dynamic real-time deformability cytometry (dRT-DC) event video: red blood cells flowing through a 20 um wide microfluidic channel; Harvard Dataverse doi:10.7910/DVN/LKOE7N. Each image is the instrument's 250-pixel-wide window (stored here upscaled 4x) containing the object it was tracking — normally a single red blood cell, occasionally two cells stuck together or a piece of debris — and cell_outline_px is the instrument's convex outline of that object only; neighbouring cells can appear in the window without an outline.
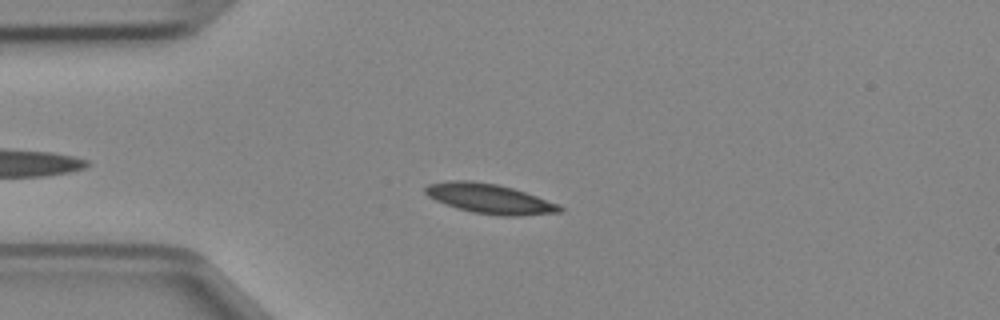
{"species": "Egyptian fruit bat (a non-hibernating species)", "species_latin": "Rousettus aegyptiacus", "temperature_condition": "cold", "stored_images_in_passage": 32, "camera_frame_rate_fps": 3000, "um_per_image_px": 0.085, "animal": {"sex": "female"}, "frame": {"image": 1, "passage_image": 7, "time_ms": 2.0, "image_size_px": [1000, 320], "cell_outline_px": [[564, 208], [560, 212], [520, 216], [500, 216], [472, 212], [456, 208], [444, 204], [428, 196], [424, 192], [424, 188], [428, 184], [452, 180], [472, 180], [496, 184], [512, 188], [560, 204]], "centroid_in_image_um": [41.61, 16.89], "position_along_channel_um": 43.4, "area_um2": 23.35}}
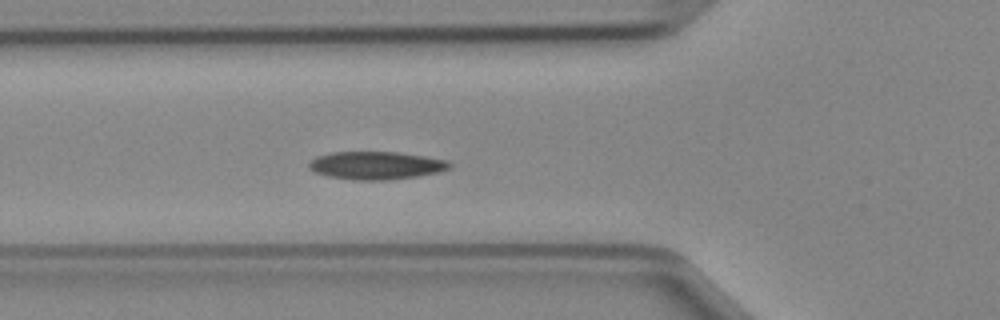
{"frame": {"image": 2, "passage_image": 12, "time_ms": 3.667, "image_size_px": [1000, 320], "cell_outline_px": [[452, 168], [440, 172], [416, 176], [388, 180], [356, 180], [328, 176], [316, 172], [308, 168], [308, 164], [316, 156], [332, 152], [396, 152], [424, 156], [448, 160], [452, 164]], "centroid_in_image_um": [32.0, 14.06], "position_along_channel_um": 93.8, "area_um2": 22.89}}
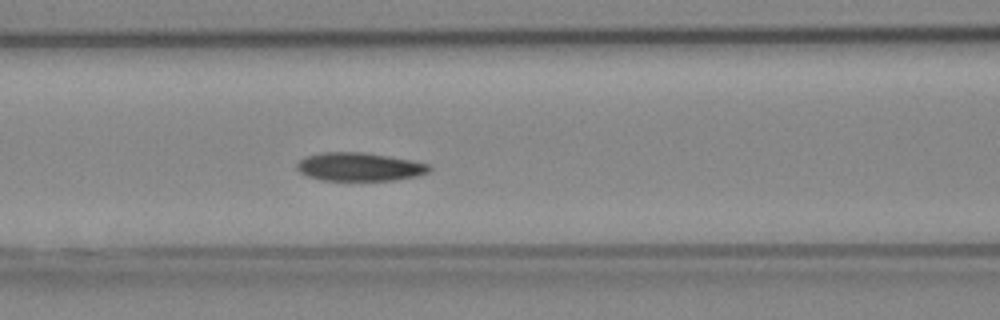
{"frame": {"image": 3, "passage_image": 15, "time_ms": 4.667, "image_size_px": [1000, 320], "cell_outline_px": [[432, 168], [428, 172], [416, 176], [392, 180], [320, 180], [308, 176], [300, 172], [296, 168], [296, 164], [304, 156], [320, 152], [364, 152], [412, 160], [428, 164]], "centroid_in_image_um": [30.51, 14.17], "position_along_channel_um": 136.1, "area_um2": 21.91}}